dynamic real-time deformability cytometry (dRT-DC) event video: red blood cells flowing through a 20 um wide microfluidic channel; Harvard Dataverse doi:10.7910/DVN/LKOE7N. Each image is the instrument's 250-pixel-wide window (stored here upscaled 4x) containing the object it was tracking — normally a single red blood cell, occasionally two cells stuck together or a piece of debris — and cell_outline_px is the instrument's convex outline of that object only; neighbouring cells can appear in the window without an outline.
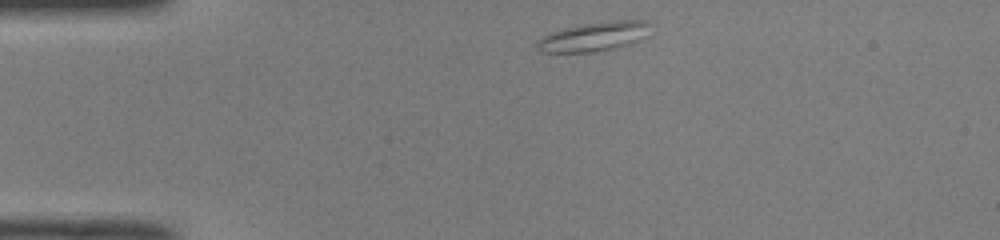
{"species": "common noctule bat (a hibernating species)", "species_latin": "Nyctalus noctula", "temperature_condition": "room temperature", "stored_images_in_passage": 41, "camera_frame_rate_fps": 3000, "um_per_image_px": 0.085, "animal": {"sex": "male", "body_mass_g": 19.0, "forearm_length_mm": 50.8}, "frame": {"image": 1, "passage_image": 1, "time_ms": 0.0, "image_size_px": [1000, 240], "cell_outline_px": [[648, 36], [640, 40], [616, 48], [592, 52], [540, 52], [536, 48], [536, 44], [548, 32], [564, 28], [584, 24], [608, 20], [648, 20]], "centroid_in_image_um": [50.5, 3.1], "position_along_channel_um": 34.5, "area_um2": 19.36}}
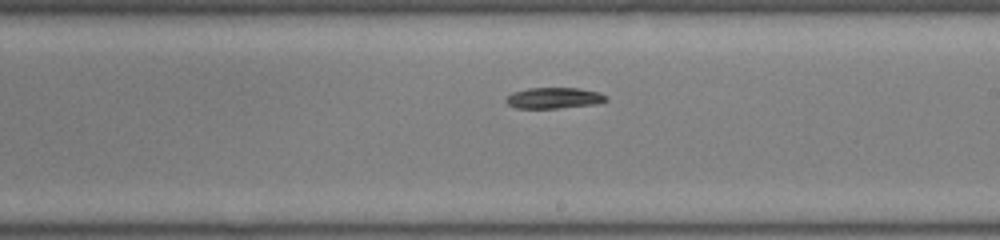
{"frame": {"image": 2, "passage_image": 20, "time_ms": 6.333, "image_size_px": [1000, 240], "cell_outline_px": [[608, 100], [596, 104], [560, 108], [516, 108], [508, 104], [504, 100], [504, 96], [512, 92], [528, 88], [580, 88], [600, 92], [608, 96]], "centroid_in_image_um": [47.08, 8.32], "position_along_channel_um": 241.9, "area_um2": 12.48}}
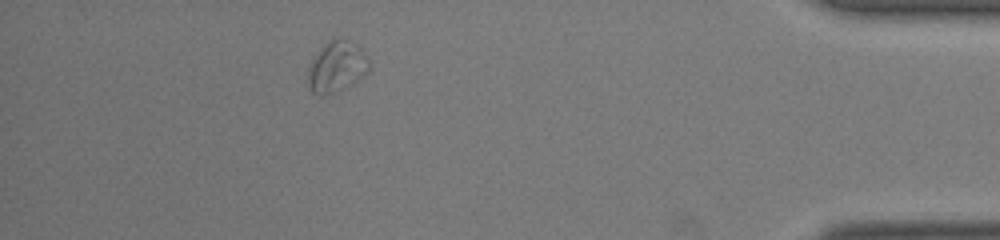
{"frame": {"image": 3, "passage_image": 36, "time_ms": 11.667, "image_size_px": [1000, 240], "cell_outline_px": [[368, 72], [364, 76], [344, 88], [324, 96], [316, 96], [308, 88], [308, 68], [312, 60], [328, 40], [336, 40], [356, 44], [368, 56]], "centroid_in_image_um": [28.6, 5.73], "position_along_channel_um": 406.6, "area_um2": 17.8}, "authors_computed_cell_mechanics": {"area_um2": 13.5252, "velocity_mm_per_s": 3.9705, "shape_relaxation_time_tau1_ms": 8.3217, "shape_relaxation_time_tau2_ms": null, "deformation_change_tau1": 0.2361, "deformation_change_tau2": null}}